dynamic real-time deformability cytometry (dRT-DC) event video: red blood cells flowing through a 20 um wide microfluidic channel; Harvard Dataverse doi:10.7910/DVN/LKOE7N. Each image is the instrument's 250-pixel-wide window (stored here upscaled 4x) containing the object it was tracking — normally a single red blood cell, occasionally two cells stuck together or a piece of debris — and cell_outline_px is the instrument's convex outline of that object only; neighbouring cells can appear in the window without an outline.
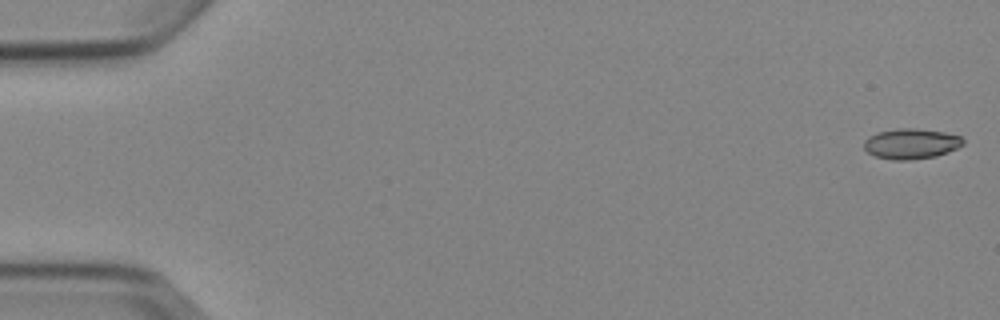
{"species": "Egyptian fruit bat (a non-hibernating species)", "species_latin": "Rousettus aegyptiacus", "temperature_condition": "cold", "stored_images_in_passage": 7, "camera_frame_rate_fps": 3000, "um_per_image_px": 0.085, "animal": {"sex": "female"}, "frame": {"image": 1, "passage_image": 1, "time_ms": 0.0, "image_size_px": [1000, 320], "cell_outline_px": [[964, 144], [948, 152], [936, 156], [908, 160], [892, 160], [876, 156], [868, 152], [864, 148], [864, 140], [868, 136], [876, 132], [896, 128], [916, 128], [944, 132], [960, 136], [964, 140]], "centroid_in_image_um": [77.43, 12.2], "position_along_channel_um": 7.6, "area_um2": 17.63}}
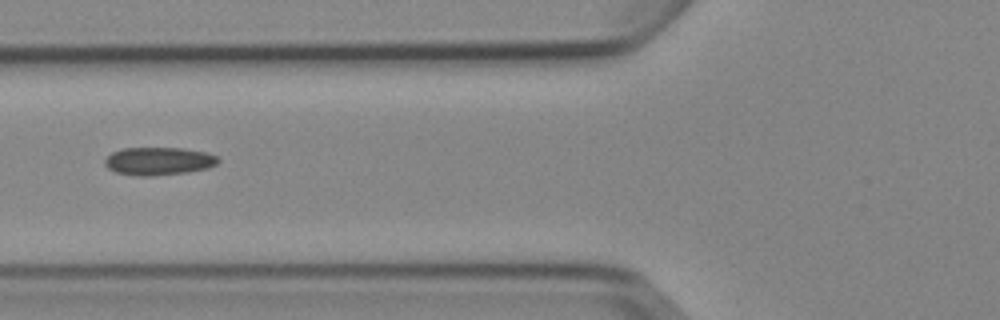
{"frame": {"image": 2, "passage_image": 6, "time_ms": 6.667, "image_size_px": [1000, 320], "cell_outline_px": [[220, 160], [216, 164], [208, 168], [184, 172], [152, 176], [136, 176], [116, 172], [108, 168], [104, 164], [104, 160], [112, 152], [124, 148], [184, 148], [208, 152], [216, 156]], "centroid_in_image_um": [13.48, 13.69], "position_along_channel_um": 112.3, "area_um2": 18.44}}
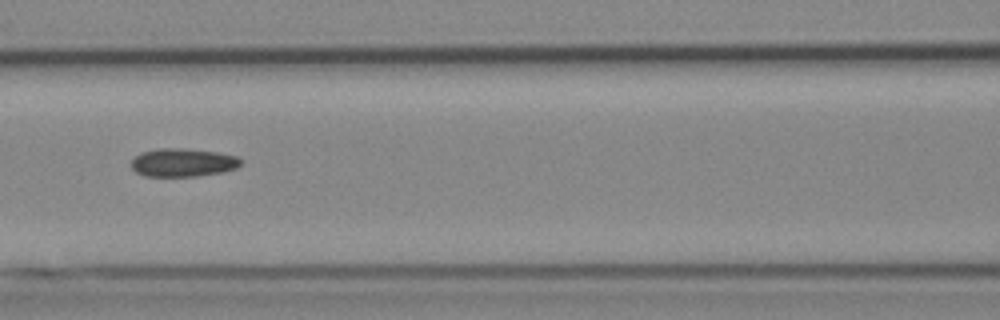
{"frame": {"image": 3, "passage_image": 7, "time_ms": 7.667, "image_size_px": [1000, 320], "cell_outline_px": [[240, 164], [236, 168], [224, 172], [196, 176], [144, 176], [136, 172], [132, 168], [132, 160], [140, 152], [160, 148], [184, 148], [216, 152], [236, 156], [240, 160]], "centroid_in_image_um": [15.53, 13.81], "position_along_channel_um": 151.1, "area_um2": 17.98}}